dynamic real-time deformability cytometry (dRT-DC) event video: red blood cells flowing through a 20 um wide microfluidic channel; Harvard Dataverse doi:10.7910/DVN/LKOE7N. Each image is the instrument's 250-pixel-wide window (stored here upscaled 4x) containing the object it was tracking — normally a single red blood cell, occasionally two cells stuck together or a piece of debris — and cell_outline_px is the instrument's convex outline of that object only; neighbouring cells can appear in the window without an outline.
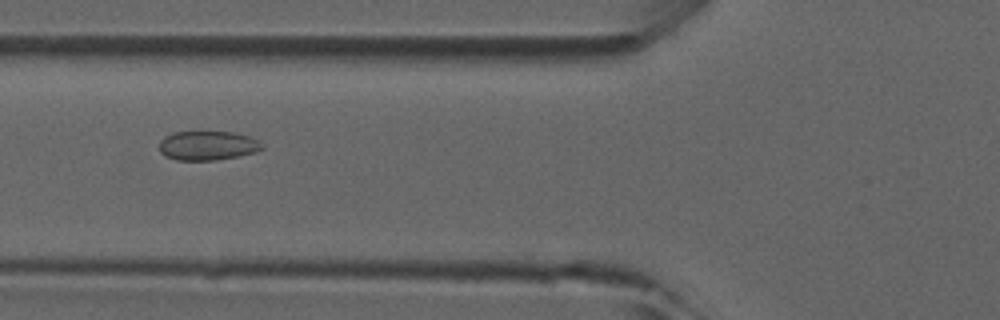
{"species": "common noctule bat (a hibernating species)", "species_latin": "Nyctalus noctula", "temperature_condition": "room temperature", "stored_images_in_passage": 31, "camera_frame_rate_fps": 3000, "um_per_image_px": 0.085, "animal": {"sex": "male", "forearm_length_mm": 52.5}, "frame": {"image": 1, "passage_image": 5, "time_ms": 1.333, "image_size_px": [1000, 320], "cell_outline_px": [[264, 148], [256, 152], [216, 160], [176, 160], [164, 156], [160, 152], [160, 140], [164, 136], [172, 132], [232, 132], [248, 136], [264, 144]], "centroid_in_image_um": [17.62, 12.38], "position_along_channel_um": 108.2, "area_um2": 17.51}}